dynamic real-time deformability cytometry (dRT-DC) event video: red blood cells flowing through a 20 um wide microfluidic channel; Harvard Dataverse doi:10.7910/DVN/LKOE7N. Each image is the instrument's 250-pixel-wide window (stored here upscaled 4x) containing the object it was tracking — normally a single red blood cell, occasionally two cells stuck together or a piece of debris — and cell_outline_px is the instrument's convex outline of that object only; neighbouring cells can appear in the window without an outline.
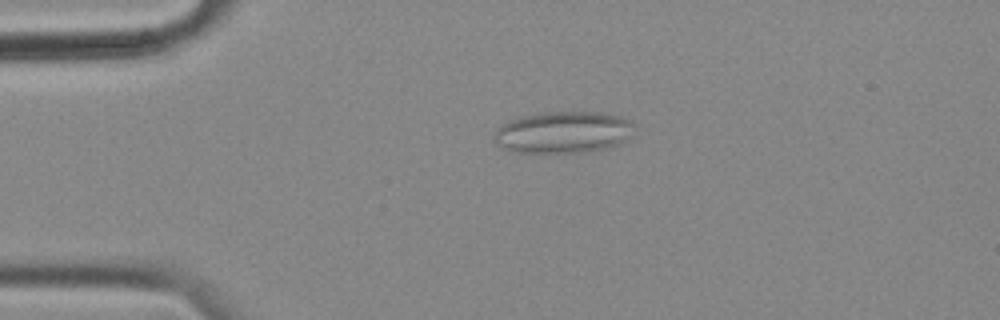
{"species": "common noctule bat (a hibernating species)", "species_latin": "Nyctalus noctula", "temperature_condition": "cold", "stored_images_in_passage": 57, "camera_frame_rate_fps": 3000, "um_per_image_px": 0.085, "animal": {"sex": "female", "body_mass_g": 18.4}, "frame": {"image": 1, "passage_image": 13, "time_ms": 4.0, "image_size_px": [1000, 320], "cell_outline_px": [[632, 136], [608, 148], [592, 152], [516, 152], [504, 148], [496, 140], [496, 132], [500, 124], [508, 120], [520, 116], [540, 112], [604, 112], [620, 116], [628, 120], [632, 124]], "centroid_in_image_um": [47.89, 11.23], "position_along_channel_um": 37.1, "area_um2": 33.99}}
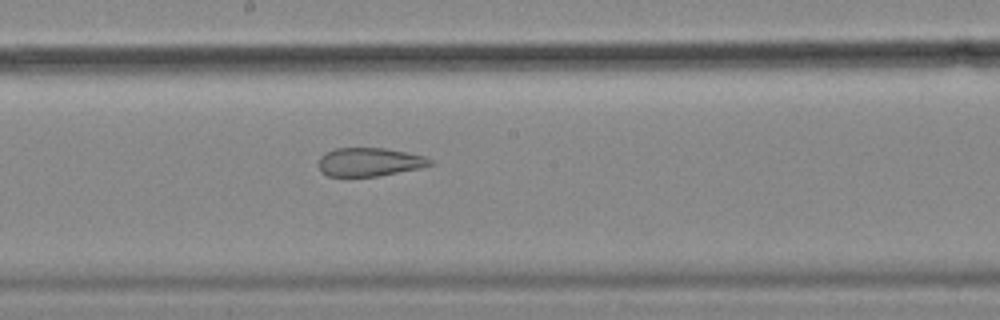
{"frame": {"image": 2, "passage_image": 31, "time_ms": 10.0, "image_size_px": [1000, 320], "cell_outline_px": [[432, 164], [420, 168], [380, 176], [328, 176], [320, 172], [316, 164], [320, 156], [324, 152], [336, 148], [384, 148], [424, 156], [432, 160]], "centroid_in_image_um": [31.33, 13.77], "position_along_channel_um": 216.9, "area_um2": 18.67}}
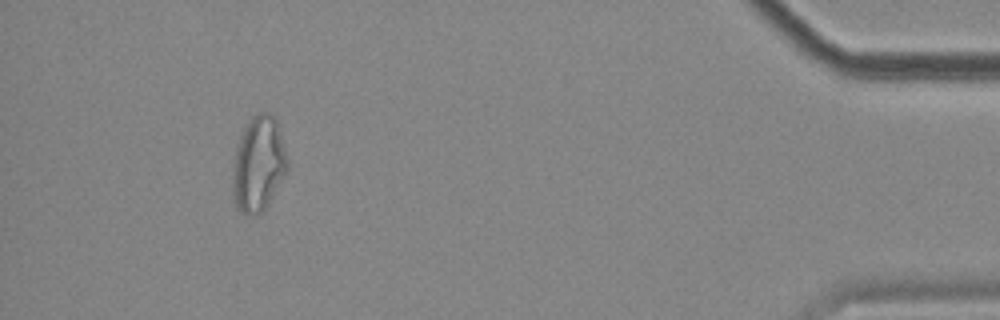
{"frame": {"image": 3, "passage_image": 53, "time_ms": 17.333, "image_size_px": [1000, 320], "cell_outline_px": [[288, 168], [268, 204], [260, 212], [240, 212], [236, 204], [232, 188], [232, 172], [236, 148], [240, 136], [248, 120], [252, 116], [260, 112], [268, 112], [276, 120], [280, 132], [288, 160]], "centroid_in_image_um": [21.96, 13.89], "position_along_channel_um": 413.2, "area_um2": 29.82}, "authors_computed_cell_mechanics": {"area_um2": 27.3394, "velocity_mm_per_s": 3.531, "shape_relaxation_time_tau1_ms": null, "shape_relaxation_time_tau2_ms": 2.2972, "deformation_change_tau1": null, "deformation_change_tau2": 0.1086}}